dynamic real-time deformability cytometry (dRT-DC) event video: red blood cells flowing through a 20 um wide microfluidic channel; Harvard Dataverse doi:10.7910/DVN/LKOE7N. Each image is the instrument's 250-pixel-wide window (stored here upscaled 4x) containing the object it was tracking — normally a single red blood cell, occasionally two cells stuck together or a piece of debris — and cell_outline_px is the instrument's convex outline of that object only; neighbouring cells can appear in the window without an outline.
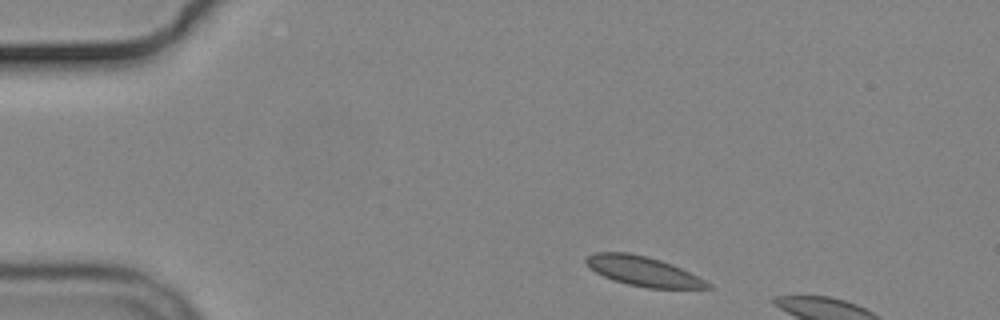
{"species": "common noctule bat (a hibernating species)", "species_latin": "Nyctalus noctula", "temperature_condition": "cold", "stored_images_in_passage": 2, "camera_frame_rate_fps": 3000, "um_per_image_px": 0.085, "animal": {"sex": "male", "body_mass_g": 19.2, "forearm_length_mm": 51.8}, "frame": {"image": 1, "passage_image": 1, "time_ms": 0.0, "image_size_px": [1000, 320], "cell_outline_px": [[712, 288], [648, 288], [628, 284], [604, 276], [596, 272], [584, 260], [588, 256], [596, 252], [628, 252], [648, 256], [672, 264], [712, 284]], "centroid_in_image_um": [54.68, 23.04], "position_along_channel_um": 30.3, "area_um2": 20.58}}